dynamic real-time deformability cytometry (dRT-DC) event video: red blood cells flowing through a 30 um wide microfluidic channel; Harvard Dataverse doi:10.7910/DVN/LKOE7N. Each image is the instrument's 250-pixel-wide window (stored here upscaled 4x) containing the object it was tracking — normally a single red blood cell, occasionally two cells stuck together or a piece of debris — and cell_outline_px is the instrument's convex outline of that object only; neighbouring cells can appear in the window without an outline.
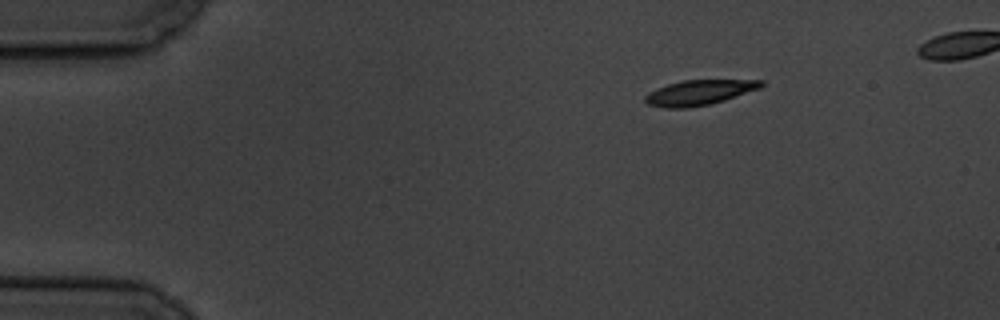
{"species": "common noctule bat (a hibernating species)", "species_latin": "Nyctalus noctula", "temperature_condition": "cold", "stored_images_in_passage": 6, "camera_frame_rate_fps": 3000, "um_per_image_px": 0.085, "animal": {"sex": "male", "body_mass_g": 19.5, "forearm_length_mm": 54.6}, "frame": {"image": 1, "passage_image": 1, "time_ms": 0.0, "image_size_px": [1000, 320], "cell_outline_px": [[764, 84], [760, 88], [712, 104], [688, 108], [664, 108], [648, 104], [644, 100], [644, 96], [648, 92], [656, 88], [668, 84], [684, 80], [764, 80]], "centroid_in_image_um": [59.4, 7.87], "position_along_channel_um": 25.6, "area_um2": 16.99}}
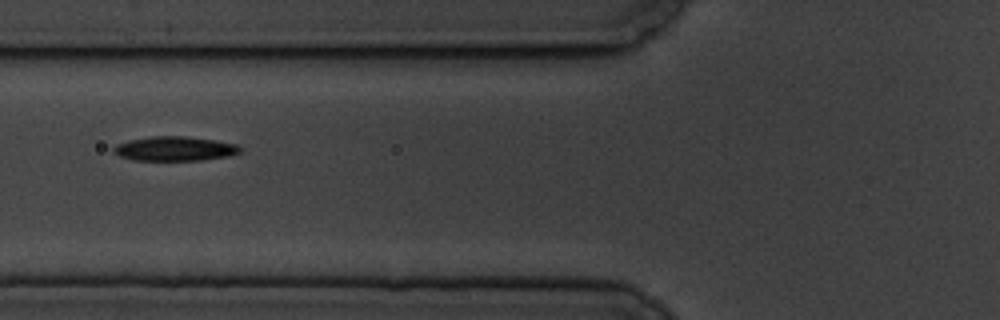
{"frame": {"image": 2, "passage_image": 5, "time_ms": 4.667, "image_size_px": [1000, 320], "cell_outline_px": [[240, 152], [228, 156], [200, 160], [132, 160], [120, 156], [112, 152], [112, 148], [116, 144], [128, 140], [152, 136], [184, 136], [216, 140], [236, 144], [240, 148]], "centroid_in_image_um": [14.8, 12.63], "position_along_channel_um": 111.0, "area_um2": 17.98}}
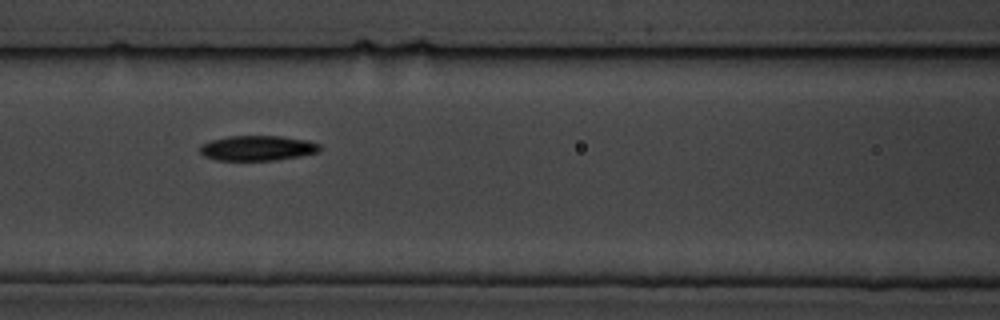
{"frame": {"image": 3, "passage_image": 6, "time_ms": 5.667, "image_size_px": [1000, 320], "cell_outline_px": [[320, 152], [300, 156], [276, 160], [216, 160], [204, 156], [200, 152], [200, 144], [212, 140], [228, 136], [280, 136], [308, 140], [320, 144]], "centroid_in_image_um": [21.9, 12.59], "position_along_channel_um": 144.7, "area_um2": 17.57}}